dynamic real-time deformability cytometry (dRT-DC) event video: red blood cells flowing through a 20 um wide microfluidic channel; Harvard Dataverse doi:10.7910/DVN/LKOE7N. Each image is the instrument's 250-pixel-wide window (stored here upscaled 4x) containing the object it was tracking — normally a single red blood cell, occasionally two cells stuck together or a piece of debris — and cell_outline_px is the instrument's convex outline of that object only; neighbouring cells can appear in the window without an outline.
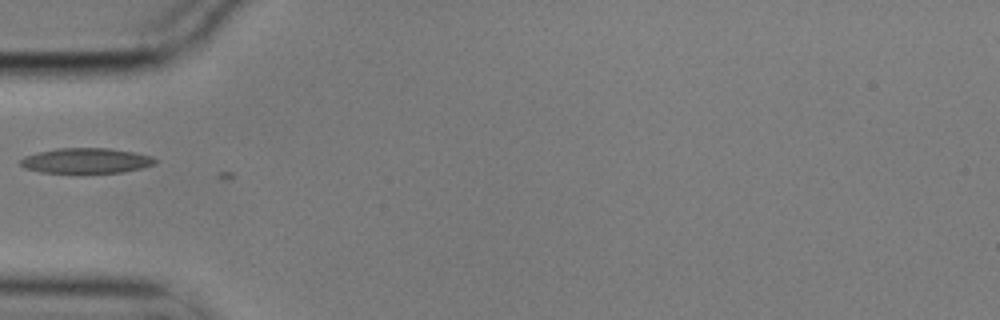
{"species": "common noctule bat (a hibernating species)", "species_latin": "Nyctalus noctula", "temperature_condition": "cold", "stored_images_in_passage": 4, "camera_frame_rate_fps": 3000, "um_per_image_px": 0.085, "animal": {"sex": "male", "body_mass_g": 17.9}, "frame": {"image": 1, "passage_image": 3, "time_ms": 0.667, "image_size_px": [1000, 320], "cell_outline_px": [[156, 164], [144, 168], [124, 172], [84, 176], [80, 176], [40, 172], [24, 168], [20, 164], [20, 160], [24, 156], [40, 152], [60, 148], [108, 148], [132, 152], [152, 156], [156, 160]], "centroid_in_image_um": [7.32, 13.72], "position_along_channel_um": 77.7, "area_um2": 20.87}}